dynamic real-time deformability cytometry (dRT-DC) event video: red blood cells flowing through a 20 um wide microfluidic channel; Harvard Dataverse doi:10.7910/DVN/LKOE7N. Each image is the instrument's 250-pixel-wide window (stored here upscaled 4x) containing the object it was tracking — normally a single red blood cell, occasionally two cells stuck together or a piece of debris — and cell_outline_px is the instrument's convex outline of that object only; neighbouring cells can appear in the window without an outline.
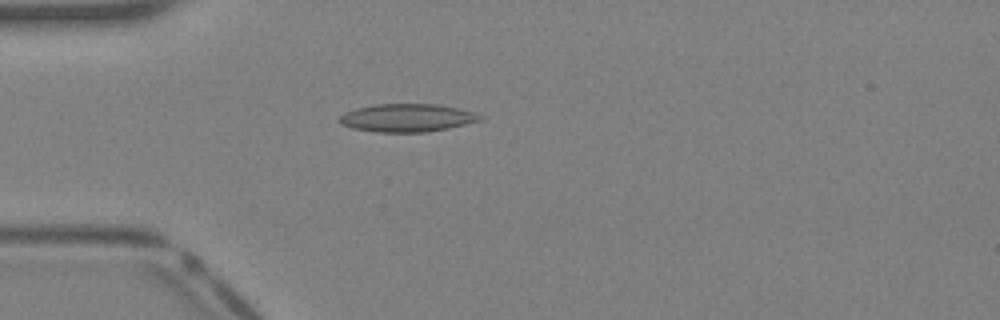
{"species": "Egyptian fruit bat (a non-hibernating species)", "species_latin": "Rousettus aegyptiacus", "temperature_condition": "warm", "stored_images_in_passage": 41, "camera_frame_rate_fps": 3000, "um_per_image_px": 0.085, "animal": {"sex": "female"}, "frame": {"image": 1, "passage_image": 12, "time_ms": 3.667, "image_size_px": [1000, 320], "cell_outline_px": [[484, 120], [448, 128], [424, 132], [376, 132], [352, 128], [340, 124], [340, 116], [344, 112], [356, 108], [376, 104], [436, 104], [476, 112], [484, 116]], "centroid_in_image_um": [34.63, 10.01], "position_along_channel_um": 50.4, "area_um2": 23.0}}
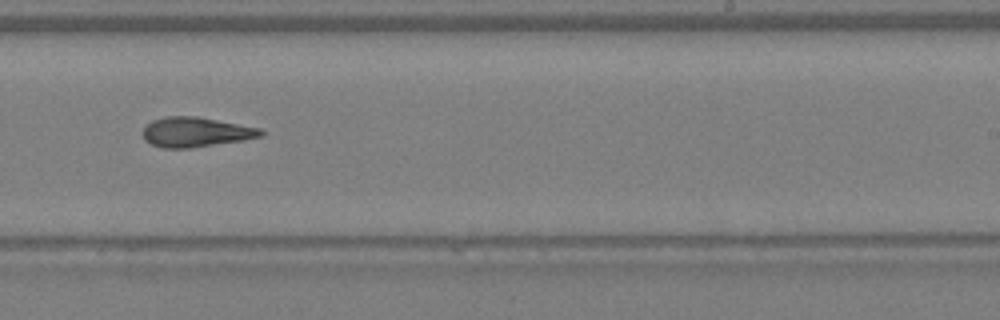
{"frame": {"image": 2, "passage_image": 26, "time_ms": 8.333, "image_size_px": [1000, 320], "cell_outline_px": [[268, 132], [264, 136], [244, 140], [188, 148], [160, 148], [144, 140], [144, 128], [152, 120], [164, 116], [196, 116], [264, 128]], "centroid_in_image_um": [16.72, 11.22], "position_along_channel_um": 272.3, "area_um2": 20.75}}
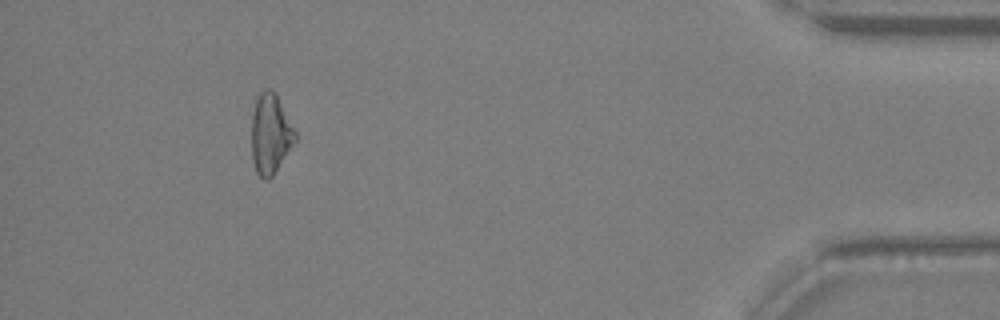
{"frame": {"image": 3, "passage_image": 38, "time_ms": 12.333, "image_size_px": [1000, 320], "cell_outline_px": [[296, 140], [272, 176], [268, 180], [264, 180], [256, 172], [252, 160], [252, 112], [256, 96], [264, 88], [272, 88], [276, 92], [296, 132]], "centroid_in_image_um": [22.97, 11.33], "position_along_channel_um": 412.2, "area_um2": 20.52}}